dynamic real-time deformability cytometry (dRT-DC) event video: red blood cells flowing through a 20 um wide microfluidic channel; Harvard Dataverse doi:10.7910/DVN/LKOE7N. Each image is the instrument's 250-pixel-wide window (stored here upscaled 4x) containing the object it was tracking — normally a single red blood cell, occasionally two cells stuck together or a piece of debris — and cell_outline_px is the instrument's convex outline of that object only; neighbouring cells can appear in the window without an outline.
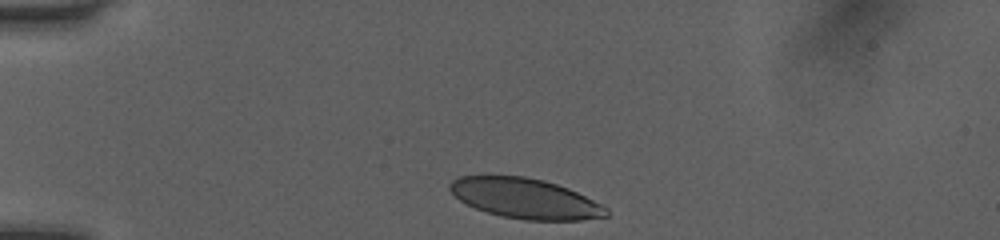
{"species": "human", "species_latin": "Homo sapiens", "temperature_condition": "room temperature", "stored_images_in_passage": 17, "camera_frame_rate_fps": 3000, "um_per_image_px": 0.085, "donor": {"sex": "female"}, "frame": {"image": 1, "passage_image": 1, "time_ms": 0.0, "image_size_px": [1000, 240], "cell_outline_px": [[608, 216], [580, 220], [524, 220], [504, 216], [488, 212], [476, 208], [460, 200], [448, 188], [448, 184], [452, 180], [460, 176], [484, 172], [524, 176], [544, 180], [568, 188], [604, 204], [608, 208]], "centroid_in_image_um": [44.61, 16.81], "position_along_channel_um": 40.4, "area_um2": 37.4}}
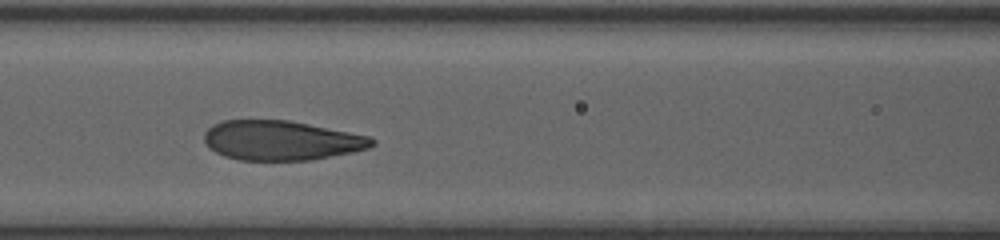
{"frame": {"image": 2, "passage_image": 12, "time_ms": 3.667, "image_size_px": [1000, 240], "cell_outline_px": [[376, 144], [368, 148], [352, 152], [312, 160], [236, 160], [224, 156], [208, 148], [204, 140], [204, 132], [212, 124], [224, 120], [288, 120], [372, 136], [376, 140]], "centroid_in_image_um": [23.91, 11.94], "position_along_channel_um": 142.7, "area_um2": 39.02}}
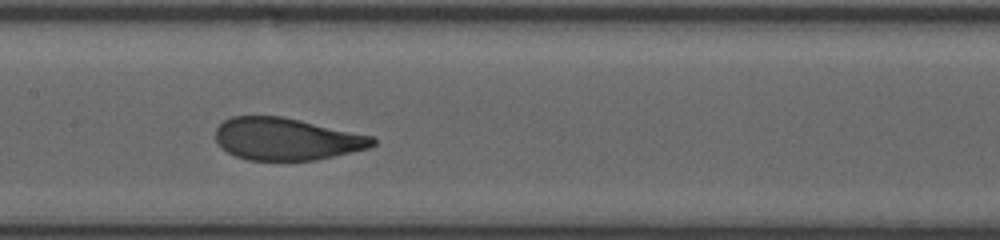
{"frame": {"image": 3, "passage_image": 15, "time_ms": 4.667, "image_size_px": [1000, 240], "cell_outline_px": [[376, 144], [368, 148], [316, 160], [248, 160], [236, 156], [220, 148], [216, 140], [216, 128], [224, 120], [232, 116], [280, 116], [300, 120], [372, 136], [376, 140]], "centroid_in_image_um": [24.32, 11.82], "position_along_channel_um": 183.1, "area_um2": 38.49}}